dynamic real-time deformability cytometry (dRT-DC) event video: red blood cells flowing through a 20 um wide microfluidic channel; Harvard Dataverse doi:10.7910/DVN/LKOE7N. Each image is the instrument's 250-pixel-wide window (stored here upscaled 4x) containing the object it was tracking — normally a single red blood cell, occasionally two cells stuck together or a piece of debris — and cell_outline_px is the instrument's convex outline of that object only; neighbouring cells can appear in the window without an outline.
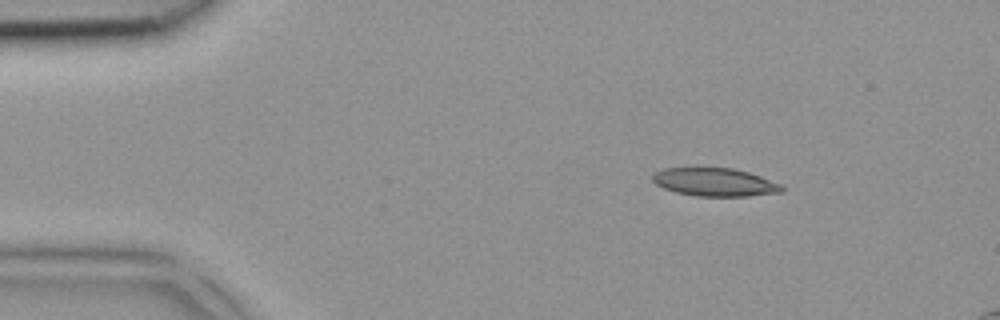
{"species": "common noctule bat (a hibernating species)", "species_latin": "Nyctalus noctula", "temperature_condition": "room temperature", "stored_images_in_passage": 4, "camera_frame_rate_fps": 3000, "um_per_image_px": 0.085, "animal": {"sex": "female", "body_mass_g": 18.4}, "frame": {"image": 1, "passage_image": 2, "time_ms": 0.333, "image_size_px": [1000, 320], "cell_outline_px": [[784, 192], [748, 196], [696, 196], [676, 192], [664, 188], [656, 184], [652, 180], [652, 176], [656, 172], [664, 168], [696, 164], [700, 164], [732, 168], [748, 172], [760, 176], [780, 184], [784, 188]], "centroid_in_image_um": [60.7, 15.42], "position_along_channel_um": 24.3, "area_um2": 22.14}}